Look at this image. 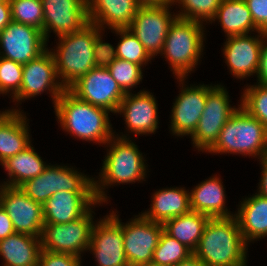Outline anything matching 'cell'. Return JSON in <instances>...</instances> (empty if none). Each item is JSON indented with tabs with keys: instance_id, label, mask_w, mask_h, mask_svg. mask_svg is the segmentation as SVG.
<instances>
[{
	"instance_id": "cell-1",
	"label": "cell",
	"mask_w": 267,
	"mask_h": 266,
	"mask_svg": "<svg viewBox=\"0 0 267 266\" xmlns=\"http://www.w3.org/2000/svg\"><path fill=\"white\" fill-rule=\"evenodd\" d=\"M103 33L99 26L89 22L81 30L57 37L56 48H48L65 89L102 63L106 50Z\"/></svg>"
},
{
	"instance_id": "cell-2",
	"label": "cell",
	"mask_w": 267,
	"mask_h": 266,
	"mask_svg": "<svg viewBox=\"0 0 267 266\" xmlns=\"http://www.w3.org/2000/svg\"><path fill=\"white\" fill-rule=\"evenodd\" d=\"M131 138H121L114 135L106 144L105 159L98 177H94V194L98 202L108 203L109 187L120 184H133L146 181L148 164L145 154L139 150ZM109 148V149H108ZM98 180H97V179ZM113 185V186H112Z\"/></svg>"
},
{
	"instance_id": "cell-3",
	"label": "cell",
	"mask_w": 267,
	"mask_h": 266,
	"mask_svg": "<svg viewBox=\"0 0 267 266\" xmlns=\"http://www.w3.org/2000/svg\"><path fill=\"white\" fill-rule=\"evenodd\" d=\"M54 112L61 129L82 141L103 146L116 131L107 109L80 100L68 89L57 99Z\"/></svg>"
},
{
	"instance_id": "cell-4",
	"label": "cell",
	"mask_w": 267,
	"mask_h": 266,
	"mask_svg": "<svg viewBox=\"0 0 267 266\" xmlns=\"http://www.w3.org/2000/svg\"><path fill=\"white\" fill-rule=\"evenodd\" d=\"M248 247L235 216L210 218L193 253L205 266H247Z\"/></svg>"
},
{
	"instance_id": "cell-5",
	"label": "cell",
	"mask_w": 267,
	"mask_h": 266,
	"mask_svg": "<svg viewBox=\"0 0 267 266\" xmlns=\"http://www.w3.org/2000/svg\"><path fill=\"white\" fill-rule=\"evenodd\" d=\"M204 27L201 22L178 17L169 27L159 55L166 59L175 77L189 76L201 63L206 42Z\"/></svg>"
},
{
	"instance_id": "cell-6",
	"label": "cell",
	"mask_w": 267,
	"mask_h": 266,
	"mask_svg": "<svg viewBox=\"0 0 267 266\" xmlns=\"http://www.w3.org/2000/svg\"><path fill=\"white\" fill-rule=\"evenodd\" d=\"M208 153L261 159L267 154V128L240 106L225 123Z\"/></svg>"
},
{
	"instance_id": "cell-7",
	"label": "cell",
	"mask_w": 267,
	"mask_h": 266,
	"mask_svg": "<svg viewBox=\"0 0 267 266\" xmlns=\"http://www.w3.org/2000/svg\"><path fill=\"white\" fill-rule=\"evenodd\" d=\"M73 166L51 164L37 177L27 180L19 188L32 200L44 204L54 193L94 192V177L78 172Z\"/></svg>"
},
{
	"instance_id": "cell-8",
	"label": "cell",
	"mask_w": 267,
	"mask_h": 266,
	"mask_svg": "<svg viewBox=\"0 0 267 266\" xmlns=\"http://www.w3.org/2000/svg\"><path fill=\"white\" fill-rule=\"evenodd\" d=\"M226 87L219 84H208V94L204 110L194 133L189 137L193 148L207 153L219 138L220 131L229 118L240 107V103L231 106Z\"/></svg>"
},
{
	"instance_id": "cell-9",
	"label": "cell",
	"mask_w": 267,
	"mask_h": 266,
	"mask_svg": "<svg viewBox=\"0 0 267 266\" xmlns=\"http://www.w3.org/2000/svg\"><path fill=\"white\" fill-rule=\"evenodd\" d=\"M102 204L97 201L82 217L69 223L44 224L41 236L42 249L56 253L72 254L81 258L85 252H88L91 231L96 222L94 220L96 213L93 208L102 206Z\"/></svg>"
},
{
	"instance_id": "cell-10",
	"label": "cell",
	"mask_w": 267,
	"mask_h": 266,
	"mask_svg": "<svg viewBox=\"0 0 267 266\" xmlns=\"http://www.w3.org/2000/svg\"><path fill=\"white\" fill-rule=\"evenodd\" d=\"M65 90L58 78L53 55L47 49L37 58L23 65L21 88L12 98V102H16V107L8 110L21 111L22 108L18 107L19 104L21 105L23 101L37 97L44 92L51 96L54 107L57 99Z\"/></svg>"
},
{
	"instance_id": "cell-11",
	"label": "cell",
	"mask_w": 267,
	"mask_h": 266,
	"mask_svg": "<svg viewBox=\"0 0 267 266\" xmlns=\"http://www.w3.org/2000/svg\"><path fill=\"white\" fill-rule=\"evenodd\" d=\"M116 210L98 219L92 228L88 252L96 266H129L123 245L122 220Z\"/></svg>"
},
{
	"instance_id": "cell-12",
	"label": "cell",
	"mask_w": 267,
	"mask_h": 266,
	"mask_svg": "<svg viewBox=\"0 0 267 266\" xmlns=\"http://www.w3.org/2000/svg\"><path fill=\"white\" fill-rule=\"evenodd\" d=\"M68 90L82 101L107 109L116 115L125 93L101 63L80 77Z\"/></svg>"
},
{
	"instance_id": "cell-13",
	"label": "cell",
	"mask_w": 267,
	"mask_h": 266,
	"mask_svg": "<svg viewBox=\"0 0 267 266\" xmlns=\"http://www.w3.org/2000/svg\"><path fill=\"white\" fill-rule=\"evenodd\" d=\"M188 77H176L180 91L172 103L169 131L173 136H191L197 128L205 107L208 84L186 85ZM187 86V87H186Z\"/></svg>"
},
{
	"instance_id": "cell-14",
	"label": "cell",
	"mask_w": 267,
	"mask_h": 266,
	"mask_svg": "<svg viewBox=\"0 0 267 266\" xmlns=\"http://www.w3.org/2000/svg\"><path fill=\"white\" fill-rule=\"evenodd\" d=\"M172 5L140 6L128 27L153 58L162 52L169 27L177 18Z\"/></svg>"
},
{
	"instance_id": "cell-15",
	"label": "cell",
	"mask_w": 267,
	"mask_h": 266,
	"mask_svg": "<svg viewBox=\"0 0 267 266\" xmlns=\"http://www.w3.org/2000/svg\"><path fill=\"white\" fill-rule=\"evenodd\" d=\"M123 245L129 266H144L152 262L163 224L153 222L142 214L122 222Z\"/></svg>"
},
{
	"instance_id": "cell-16",
	"label": "cell",
	"mask_w": 267,
	"mask_h": 266,
	"mask_svg": "<svg viewBox=\"0 0 267 266\" xmlns=\"http://www.w3.org/2000/svg\"><path fill=\"white\" fill-rule=\"evenodd\" d=\"M136 93L125 94L119 105L116 115H122L127 133L114 132L118 137L130 138L131 133L135 137L146 136L155 134L159 128L158 103L153 93L144 89Z\"/></svg>"
},
{
	"instance_id": "cell-17",
	"label": "cell",
	"mask_w": 267,
	"mask_h": 266,
	"mask_svg": "<svg viewBox=\"0 0 267 266\" xmlns=\"http://www.w3.org/2000/svg\"><path fill=\"white\" fill-rule=\"evenodd\" d=\"M48 49L43 32L36 27L11 21L0 32V57L22 65Z\"/></svg>"
},
{
	"instance_id": "cell-18",
	"label": "cell",
	"mask_w": 267,
	"mask_h": 266,
	"mask_svg": "<svg viewBox=\"0 0 267 266\" xmlns=\"http://www.w3.org/2000/svg\"><path fill=\"white\" fill-rule=\"evenodd\" d=\"M257 33L226 37L222 54L230 71L229 74L234 78L244 80L247 77L256 76L263 41L267 35L262 31Z\"/></svg>"
},
{
	"instance_id": "cell-19",
	"label": "cell",
	"mask_w": 267,
	"mask_h": 266,
	"mask_svg": "<svg viewBox=\"0 0 267 266\" xmlns=\"http://www.w3.org/2000/svg\"><path fill=\"white\" fill-rule=\"evenodd\" d=\"M43 35L49 42L51 32L55 37L81 30L89 23L87 0H42Z\"/></svg>"
},
{
	"instance_id": "cell-20",
	"label": "cell",
	"mask_w": 267,
	"mask_h": 266,
	"mask_svg": "<svg viewBox=\"0 0 267 266\" xmlns=\"http://www.w3.org/2000/svg\"><path fill=\"white\" fill-rule=\"evenodd\" d=\"M2 208L9 215L16 233L42 236L45 224L42 204L32 200L19 187L3 185Z\"/></svg>"
},
{
	"instance_id": "cell-21",
	"label": "cell",
	"mask_w": 267,
	"mask_h": 266,
	"mask_svg": "<svg viewBox=\"0 0 267 266\" xmlns=\"http://www.w3.org/2000/svg\"><path fill=\"white\" fill-rule=\"evenodd\" d=\"M97 202L94 192L59 191L43 205L45 224H65L82 217Z\"/></svg>"
},
{
	"instance_id": "cell-22",
	"label": "cell",
	"mask_w": 267,
	"mask_h": 266,
	"mask_svg": "<svg viewBox=\"0 0 267 266\" xmlns=\"http://www.w3.org/2000/svg\"><path fill=\"white\" fill-rule=\"evenodd\" d=\"M22 111H0V164L32 143L29 119Z\"/></svg>"
},
{
	"instance_id": "cell-23",
	"label": "cell",
	"mask_w": 267,
	"mask_h": 266,
	"mask_svg": "<svg viewBox=\"0 0 267 266\" xmlns=\"http://www.w3.org/2000/svg\"><path fill=\"white\" fill-rule=\"evenodd\" d=\"M139 7L137 0H87L89 22L104 32L106 28H128Z\"/></svg>"
},
{
	"instance_id": "cell-24",
	"label": "cell",
	"mask_w": 267,
	"mask_h": 266,
	"mask_svg": "<svg viewBox=\"0 0 267 266\" xmlns=\"http://www.w3.org/2000/svg\"><path fill=\"white\" fill-rule=\"evenodd\" d=\"M220 176L213 175L194 185L189 192L192 211L210 218H228L235 216L226 206V193ZM234 213V214H233Z\"/></svg>"
},
{
	"instance_id": "cell-25",
	"label": "cell",
	"mask_w": 267,
	"mask_h": 266,
	"mask_svg": "<svg viewBox=\"0 0 267 266\" xmlns=\"http://www.w3.org/2000/svg\"><path fill=\"white\" fill-rule=\"evenodd\" d=\"M239 204L235 217L245 242L249 245L267 237V198L256 192Z\"/></svg>"
},
{
	"instance_id": "cell-26",
	"label": "cell",
	"mask_w": 267,
	"mask_h": 266,
	"mask_svg": "<svg viewBox=\"0 0 267 266\" xmlns=\"http://www.w3.org/2000/svg\"><path fill=\"white\" fill-rule=\"evenodd\" d=\"M151 206L141 214L153 222L164 223L191 211L189 190L185 187H166L152 194Z\"/></svg>"
},
{
	"instance_id": "cell-27",
	"label": "cell",
	"mask_w": 267,
	"mask_h": 266,
	"mask_svg": "<svg viewBox=\"0 0 267 266\" xmlns=\"http://www.w3.org/2000/svg\"><path fill=\"white\" fill-rule=\"evenodd\" d=\"M41 249V237L14 233L0 240L2 266H35Z\"/></svg>"
},
{
	"instance_id": "cell-28",
	"label": "cell",
	"mask_w": 267,
	"mask_h": 266,
	"mask_svg": "<svg viewBox=\"0 0 267 266\" xmlns=\"http://www.w3.org/2000/svg\"><path fill=\"white\" fill-rule=\"evenodd\" d=\"M218 21L225 37L257 33L259 30L245 0H222L210 24Z\"/></svg>"
},
{
	"instance_id": "cell-29",
	"label": "cell",
	"mask_w": 267,
	"mask_h": 266,
	"mask_svg": "<svg viewBox=\"0 0 267 266\" xmlns=\"http://www.w3.org/2000/svg\"><path fill=\"white\" fill-rule=\"evenodd\" d=\"M0 165L7 172L6 181L3 185L10 187H20L27 180L39 176L49 165L35 151L32 143L23 151L6 159Z\"/></svg>"
},
{
	"instance_id": "cell-30",
	"label": "cell",
	"mask_w": 267,
	"mask_h": 266,
	"mask_svg": "<svg viewBox=\"0 0 267 266\" xmlns=\"http://www.w3.org/2000/svg\"><path fill=\"white\" fill-rule=\"evenodd\" d=\"M210 217L190 211L163 223V231L194 252Z\"/></svg>"
},
{
	"instance_id": "cell-31",
	"label": "cell",
	"mask_w": 267,
	"mask_h": 266,
	"mask_svg": "<svg viewBox=\"0 0 267 266\" xmlns=\"http://www.w3.org/2000/svg\"><path fill=\"white\" fill-rule=\"evenodd\" d=\"M111 32L120 36L116 47L106 42V49L114 57L138 64L143 67V70L144 66L146 67L154 59L128 28H116Z\"/></svg>"
},
{
	"instance_id": "cell-32",
	"label": "cell",
	"mask_w": 267,
	"mask_h": 266,
	"mask_svg": "<svg viewBox=\"0 0 267 266\" xmlns=\"http://www.w3.org/2000/svg\"><path fill=\"white\" fill-rule=\"evenodd\" d=\"M102 63L125 94L132 93V89L142 82V66L114 57L107 49L103 54Z\"/></svg>"
},
{
	"instance_id": "cell-33",
	"label": "cell",
	"mask_w": 267,
	"mask_h": 266,
	"mask_svg": "<svg viewBox=\"0 0 267 266\" xmlns=\"http://www.w3.org/2000/svg\"><path fill=\"white\" fill-rule=\"evenodd\" d=\"M192 253L188 247L163 231L153 252L152 263L161 266H175Z\"/></svg>"
},
{
	"instance_id": "cell-34",
	"label": "cell",
	"mask_w": 267,
	"mask_h": 266,
	"mask_svg": "<svg viewBox=\"0 0 267 266\" xmlns=\"http://www.w3.org/2000/svg\"><path fill=\"white\" fill-rule=\"evenodd\" d=\"M222 0H173L177 17L209 25ZM179 6V7H178ZM206 22V23H205Z\"/></svg>"
},
{
	"instance_id": "cell-35",
	"label": "cell",
	"mask_w": 267,
	"mask_h": 266,
	"mask_svg": "<svg viewBox=\"0 0 267 266\" xmlns=\"http://www.w3.org/2000/svg\"><path fill=\"white\" fill-rule=\"evenodd\" d=\"M240 106L267 128V85L247 84L241 92Z\"/></svg>"
},
{
	"instance_id": "cell-36",
	"label": "cell",
	"mask_w": 267,
	"mask_h": 266,
	"mask_svg": "<svg viewBox=\"0 0 267 266\" xmlns=\"http://www.w3.org/2000/svg\"><path fill=\"white\" fill-rule=\"evenodd\" d=\"M12 21L36 27L43 32L42 0H9Z\"/></svg>"
},
{
	"instance_id": "cell-37",
	"label": "cell",
	"mask_w": 267,
	"mask_h": 266,
	"mask_svg": "<svg viewBox=\"0 0 267 266\" xmlns=\"http://www.w3.org/2000/svg\"><path fill=\"white\" fill-rule=\"evenodd\" d=\"M23 65L13 60L0 57V95L13 98L21 88Z\"/></svg>"
},
{
	"instance_id": "cell-38",
	"label": "cell",
	"mask_w": 267,
	"mask_h": 266,
	"mask_svg": "<svg viewBox=\"0 0 267 266\" xmlns=\"http://www.w3.org/2000/svg\"><path fill=\"white\" fill-rule=\"evenodd\" d=\"M41 266H82V258L67 253H56L41 249L39 262Z\"/></svg>"
},
{
	"instance_id": "cell-39",
	"label": "cell",
	"mask_w": 267,
	"mask_h": 266,
	"mask_svg": "<svg viewBox=\"0 0 267 266\" xmlns=\"http://www.w3.org/2000/svg\"><path fill=\"white\" fill-rule=\"evenodd\" d=\"M259 31L267 33V0H245Z\"/></svg>"
},
{
	"instance_id": "cell-40",
	"label": "cell",
	"mask_w": 267,
	"mask_h": 266,
	"mask_svg": "<svg viewBox=\"0 0 267 266\" xmlns=\"http://www.w3.org/2000/svg\"><path fill=\"white\" fill-rule=\"evenodd\" d=\"M255 77H257L256 83L267 85V35L265 36L263 41L259 66Z\"/></svg>"
},
{
	"instance_id": "cell-41",
	"label": "cell",
	"mask_w": 267,
	"mask_h": 266,
	"mask_svg": "<svg viewBox=\"0 0 267 266\" xmlns=\"http://www.w3.org/2000/svg\"><path fill=\"white\" fill-rule=\"evenodd\" d=\"M16 233L13 223L7 214V212L1 207L0 208V240Z\"/></svg>"
},
{
	"instance_id": "cell-42",
	"label": "cell",
	"mask_w": 267,
	"mask_h": 266,
	"mask_svg": "<svg viewBox=\"0 0 267 266\" xmlns=\"http://www.w3.org/2000/svg\"><path fill=\"white\" fill-rule=\"evenodd\" d=\"M261 167V177L258 183V190L256 191L262 197L267 198V154L259 159Z\"/></svg>"
},
{
	"instance_id": "cell-43",
	"label": "cell",
	"mask_w": 267,
	"mask_h": 266,
	"mask_svg": "<svg viewBox=\"0 0 267 266\" xmlns=\"http://www.w3.org/2000/svg\"><path fill=\"white\" fill-rule=\"evenodd\" d=\"M12 21L9 0H0V32Z\"/></svg>"
},
{
	"instance_id": "cell-44",
	"label": "cell",
	"mask_w": 267,
	"mask_h": 266,
	"mask_svg": "<svg viewBox=\"0 0 267 266\" xmlns=\"http://www.w3.org/2000/svg\"><path fill=\"white\" fill-rule=\"evenodd\" d=\"M175 266H205V265L194 253H192L188 258L182 260Z\"/></svg>"
},
{
	"instance_id": "cell-45",
	"label": "cell",
	"mask_w": 267,
	"mask_h": 266,
	"mask_svg": "<svg viewBox=\"0 0 267 266\" xmlns=\"http://www.w3.org/2000/svg\"><path fill=\"white\" fill-rule=\"evenodd\" d=\"M140 6H160L173 4V0H137Z\"/></svg>"
},
{
	"instance_id": "cell-46",
	"label": "cell",
	"mask_w": 267,
	"mask_h": 266,
	"mask_svg": "<svg viewBox=\"0 0 267 266\" xmlns=\"http://www.w3.org/2000/svg\"><path fill=\"white\" fill-rule=\"evenodd\" d=\"M2 193H3V184L0 183V208L2 207Z\"/></svg>"
},
{
	"instance_id": "cell-47",
	"label": "cell",
	"mask_w": 267,
	"mask_h": 266,
	"mask_svg": "<svg viewBox=\"0 0 267 266\" xmlns=\"http://www.w3.org/2000/svg\"><path fill=\"white\" fill-rule=\"evenodd\" d=\"M144 266H161V265H157V264H154V263H149V264H147V265H144Z\"/></svg>"
}]
</instances>
